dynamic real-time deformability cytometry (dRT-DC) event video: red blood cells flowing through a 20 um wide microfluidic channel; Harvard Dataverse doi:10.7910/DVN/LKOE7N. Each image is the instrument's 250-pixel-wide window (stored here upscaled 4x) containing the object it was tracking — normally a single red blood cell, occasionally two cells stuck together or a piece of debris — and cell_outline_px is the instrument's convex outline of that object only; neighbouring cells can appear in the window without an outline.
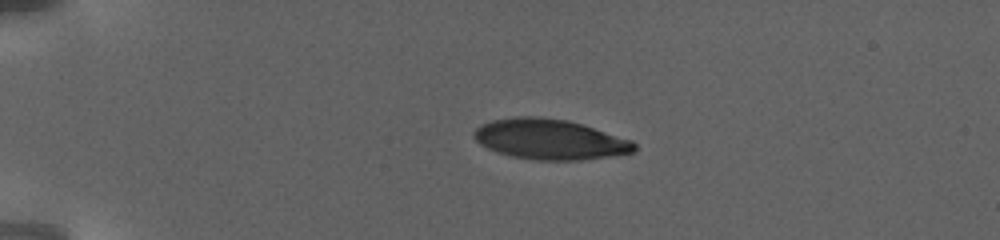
{"species": "human", "species_latin": "Homo sapiens", "temperature_condition": "warm", "stored_images_in_passage": 39, "camera_frame_rate_fps": 3000, "um_per_image_px": 0.085, "donor": {"sex": "female"}, "frame": {"image": 1, "passage_image": 1, "time_ms": 0.0, "image_size_px": [1000, 240], "cell_outline_px": [[636, 152], [580, 160], [536, 160], [512, 156], [496, 152], [480, 144], [472, 136], [472, 132], [480, 124], [492, 120], [516, 116], [540, 116], [568, 120], [632, 140], [636, 144]], "centroid_in_image_um": [46.7, 11.83], "position_along_channel_um": 38.3, "area_um2": 37.74}}
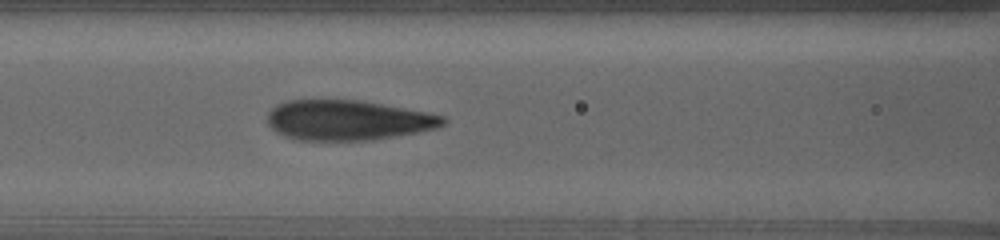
{"frame": {"image": 2, "passage_image": 16, "time_ms": 5.667, "image_size_px": [1000, 240], "cell_outline_px": [[448, 120], [444, 124], [436, 128], [416, 132], [372, 140], [296, 140], [284, 136], [276, 132], [268, 124], [268, 112], [276, 104], [288, 100], [360, 100], [404, 108], [444, 116]], "centroid_in_image_um": [29.52, 10.22], "position_along_channel_um": 137.1, "area_um2": 40.86}}
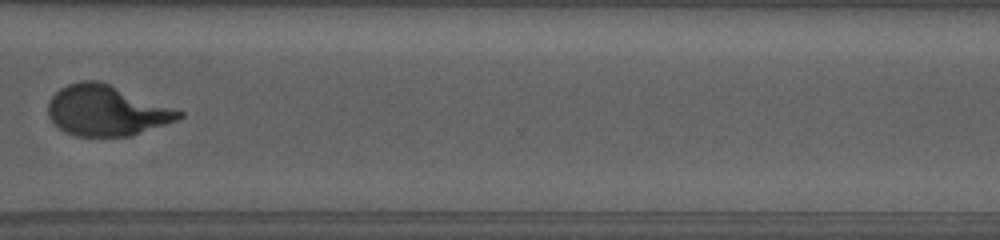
{"frame": {"image": 3, "passage_image": 34, "time_ms": 13.667, "image_size_px": [1000, 240], "cell_outline_px": [[184, 116], [176, 120], [132, 136], [76, 136], [64, 132], [48, 116], [48, 100], [60, 88], [68, 84], [80, 80], [100, 80], [184, 112]], "centroid_in_image_um": [9.03, 9.39], "position_along_channel_um": 361.6, "area_um2": 38.44}, "authors_computed_cell_mechanics": {"area_um2": 40.8646, "velocity_mm_per_s": 2.8059, "shape_relaxation_time_tau1_ms": 6.0381, "shape_relaxation_time_tau2_ms": null, "deformation_change_tau1": 0.2486, "deformation_change_tau2": null}}